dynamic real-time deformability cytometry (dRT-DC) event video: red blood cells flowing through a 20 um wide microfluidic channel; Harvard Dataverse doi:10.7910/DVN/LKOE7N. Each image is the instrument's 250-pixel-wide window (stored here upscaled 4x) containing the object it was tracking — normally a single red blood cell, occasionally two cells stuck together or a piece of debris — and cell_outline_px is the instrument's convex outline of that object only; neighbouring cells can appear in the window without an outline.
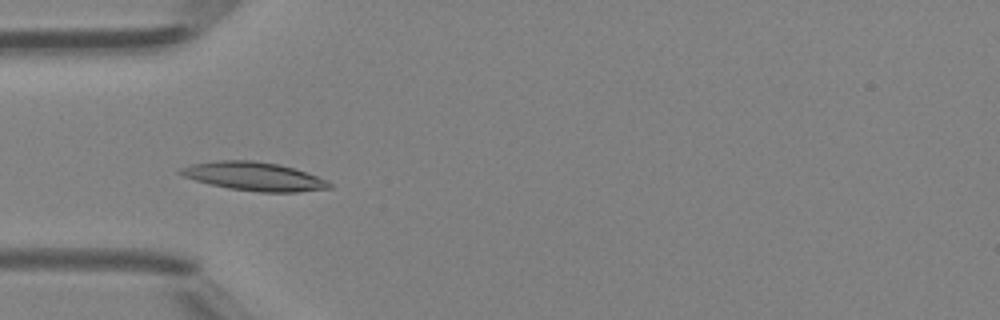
{"species": "Egyptian fruit bat (a non-hibernating species)", "species_latin": "Rousettus aegyptiacus", "temperature_condition": "room temperature", "stored_images_in_passage": 40, "camera_frame_rate_fps": 3000, "um_per_image_px": 0.085, "animal": {"sex": "female"}, "frame": {"image": 1, "passage_image": 8, "time_ms": 2.333, "image_size_px": [1000, 320], "cell_outline_px": [[332, 188], [296, 192], [260, 192], [228, 188], [196, 180], [184, 176], [176, 172], [180, 168], [192, 164], [216, 160], [252, 160], [280, 164], [316, 176], [332, 184]], "centroid_in_image_um": [21.57, 14.99], "position_along_channel_um": 63.4, "area_um2": 24.51}}
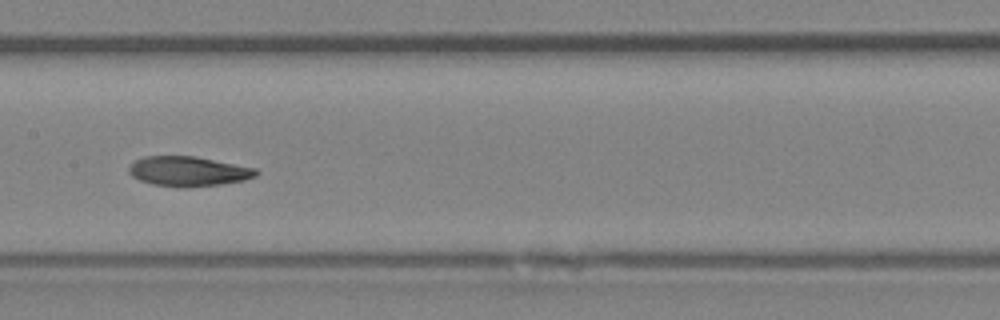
{"frame": {"image": 2, "passage_image": 17, "time_ms": 5.333, "image_size_px": [1000, 320], "cell_outline_px": [[260, 172], [256, 176], [244, 180], [220, 184], [180, 188], [152, 184], [140, 180], [132, 176], [128, 172], [128, 168], [136, 160], [144, 156], [196, 156], [256, 168]], "centroid_in_image_um": [16.01, 14.56], "position_along_channel_um": 191.4, "area_um2": 22.14}}
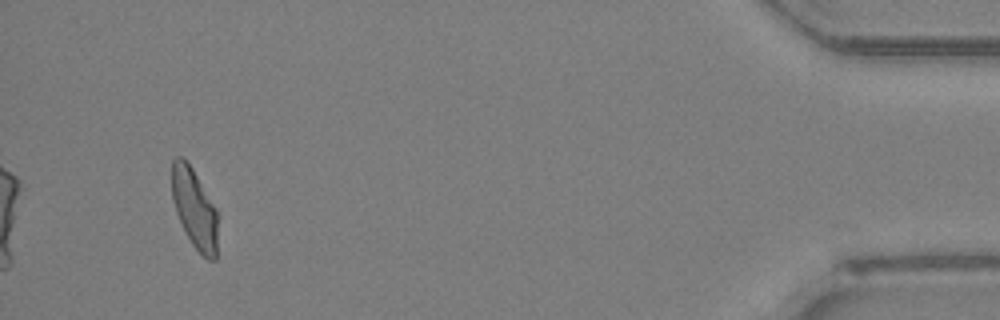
{"frame": {"image": 3, "passage_image": 38, "time_ms": 12.333, "image_size_px": [1000, 320], "cell_outline_px": [[220, 216], [216, 260], [208, 260], [192, 244], [176, 212], [172, 200], [172, 160], [176, 156], [180, 156], [192, 168], [216, 208]], "centroid_in_image_um": [16.58, 17.76], "position_along_channel_um": 418.6, "area_um2": 21.5}, "authors_computed_cell_mechanics": {"area_um2": 22.1952, "velocity_mm_per_s": 4.3217, "shape_relaxation_time_tau1_ms": 9.0094, "shape_relaxation_time_tau2_ms": 3.2185, "deformation_change_tau1": 0.201, "deformation_change_tau2": 0.0903}}